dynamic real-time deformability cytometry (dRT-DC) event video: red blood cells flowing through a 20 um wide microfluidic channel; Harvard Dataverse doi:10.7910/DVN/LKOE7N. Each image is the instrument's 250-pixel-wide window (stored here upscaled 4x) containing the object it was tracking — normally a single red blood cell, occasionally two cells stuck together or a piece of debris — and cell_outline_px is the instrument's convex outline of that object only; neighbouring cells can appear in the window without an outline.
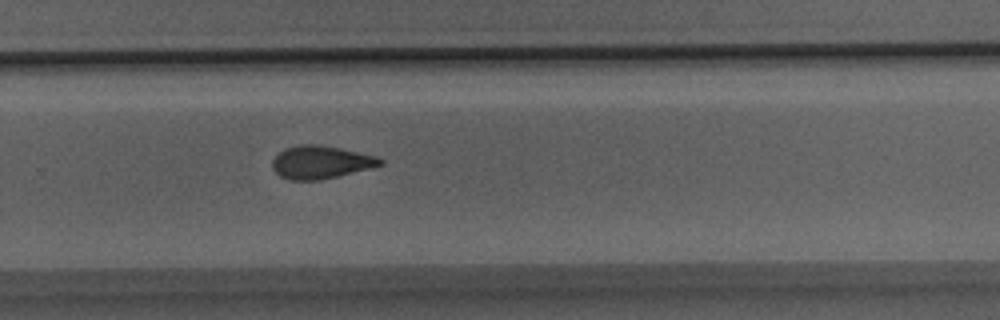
{"species": "Egyptian fruit bat (a non-hibernating species)", "species_latin": "Rousettus aegyptiacus", "temperature_condition": "room temperature", "stored_images_in_passage": 22, "camera_frame_rate_fps": 3000, "um_per_image_px": 0.085, "animal": {"sex": "male"}, "frame": {"image": 1, "passage_image": 13, "time_ms": 4.0, "image_size_px": [1000, 320], "cell_outline_px": [[384, 164], [320, 180], [288, 180], [280, 176], [272, 168], [272, 160], [284, 148], [300, 144], [316, 144], [340, 148], [376, 156], [384, 160]], "centroid_in_image_um": [27.23, 13.78], "position_along_channel_um": 302.6, "area_um2": 20.52}}
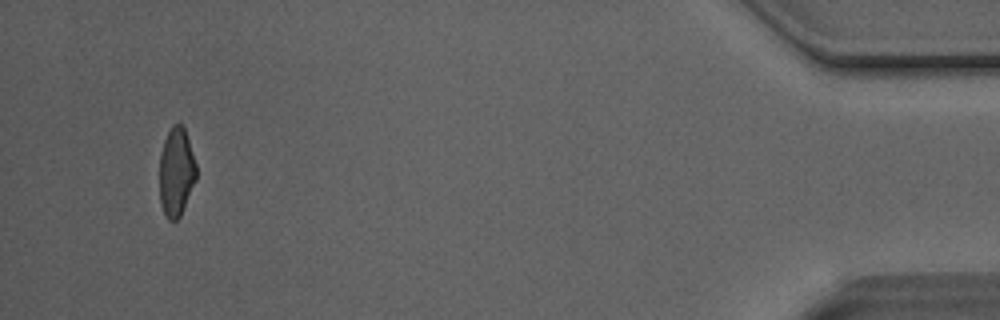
{"frame": {"image": 2, "passage_image": 22, "time_ms": 7.0, "image_size_px": [1000, 320], "cell_outline_px": [[196, 180], [180, 216], [176, 220], [168, 220], [160, 204], [160, 152], [164, 140], [172, 124], [184, 124], [196, 164]], "centroid_in_image_um": [14.98, 14.59], "position_along_channel_um": 420.2, "area_um2": 19.07}}